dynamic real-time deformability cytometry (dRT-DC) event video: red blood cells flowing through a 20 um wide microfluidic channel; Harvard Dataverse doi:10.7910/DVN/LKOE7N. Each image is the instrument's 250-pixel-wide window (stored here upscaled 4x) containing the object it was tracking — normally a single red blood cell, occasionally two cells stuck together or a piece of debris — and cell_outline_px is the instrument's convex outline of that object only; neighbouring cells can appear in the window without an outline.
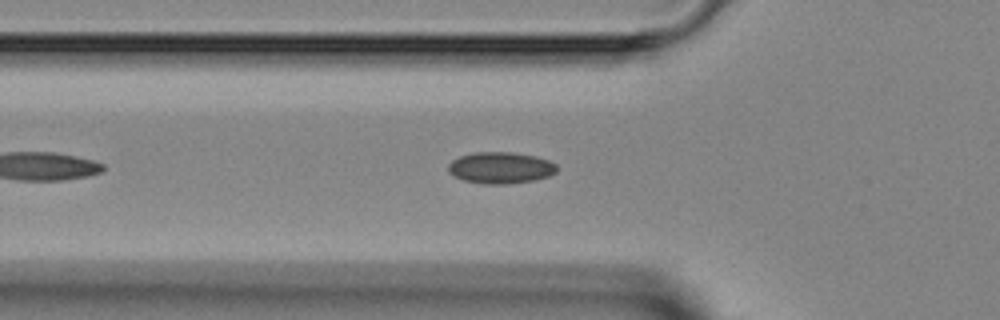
{"species": "Egyptian fruit bat (a non-hibernating species)", "species_latin": "Rousettus aegyptiacus", "temperature_condition": "room temperature", "stored_images_in_passage": 23, "camera_frame_rate_fps": 3000, "um_per_image_px": 0.085, "animal": {"sex": "female"}, "frame": {"image": 1, "passage_image": 7, "time_ms": 2.0, "image_size_px": [1000, 320], "cell_outline_px": [[556, 172], [548, 176], [536, 180], [504, 184], [480, 184], [464, 180], [448, 172], [448, 164], [452, 160], [460, 156], [476, 152], [512, 152], [536, 156], [548, 160], [556, 164]], "centroid_in_image_um": [42.55, 14.26], "position_along_channel_um": 83.3, "area_um2": 19.94}}
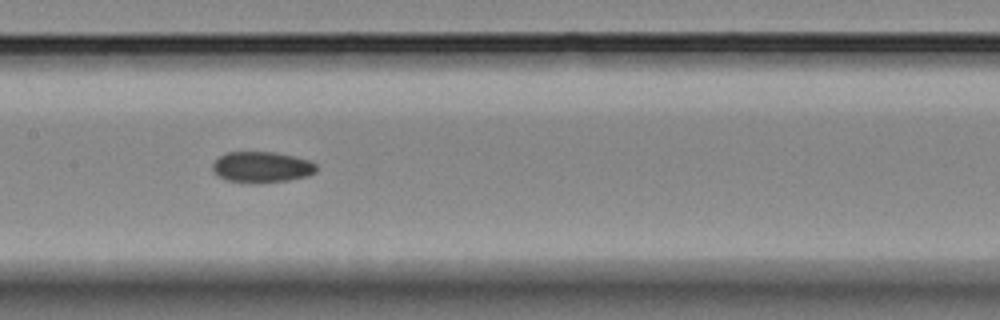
{"frame": {"image": 2, "passage_image": 14, "time_ms": 4.333, "image_size_px": [1000, 320], "cell_outline_px": [[316, 172], [308, 176], [288, 180], [228, 180], [212, 172], [212, 164], [220, 156], [228, 152], [272, 152], [296, 156], [308, 160], [316, 164]], "centroid_in_image_um": [22.27, 14.15], "position_along_channel_um": 185.1, "area_um2": 17.92}}
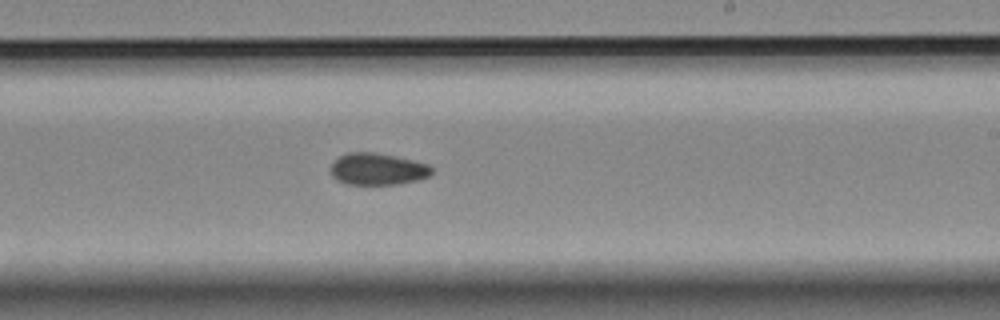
{"frame": {"image": 3, "passage_image": 19, "time_ms": 6.0, "image_size_px": [1000, 320], "cell_outline_px": [[432, 172], [428, 176], [416, 180], [396, 184], [348, 184], [336, 180], [332, 176], [332, 164], [340, 156], [348, 152], [376, 152], [396, 156], [428, 164], [432, 168]], "centroid_in_image_um": [32.09, 14.36], "position_along_channel_um": 256.9, "area_um2": 18.55}}